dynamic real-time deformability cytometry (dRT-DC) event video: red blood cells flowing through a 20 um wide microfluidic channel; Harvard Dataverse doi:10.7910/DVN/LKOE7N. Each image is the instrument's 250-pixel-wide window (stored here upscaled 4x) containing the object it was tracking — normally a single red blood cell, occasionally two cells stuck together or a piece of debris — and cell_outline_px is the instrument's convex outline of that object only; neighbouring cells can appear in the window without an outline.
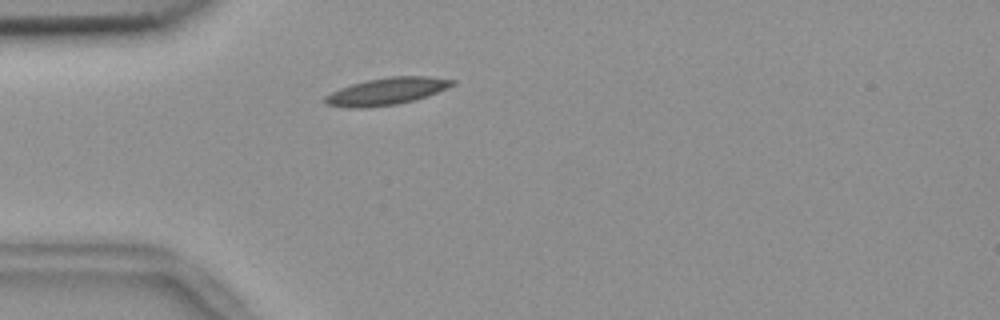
{"species": "common noctule bat (a hibernating species)", "species_latin": "Nyctalus noctula", "temperature_condition": "room temperature", "stored_images_in_passage": 49, "camera_frame_rate_fps": 3000, "um_per_image_px": 0.085, "animal": {"sex": "female", "body_mass_g": 18.4}, "frame": {"image": 1, "passage_image": 9, "time_ms": 2.667, "image_size_px": [1000, 320], "cell_outline_px": [[456, 84], [436, 92], [412, 100], [396, 104], [360, 108], [352, 108], [328, 104], [324, 100], [324, 96], [340, 88], [352, 84], [368, 80], [392, 76], [428, 76], [456, 80]], "centroid_in_image_um": [32.87, 7.75], "position_along_channel_um": 52.1, "area_um2": 19.65}}
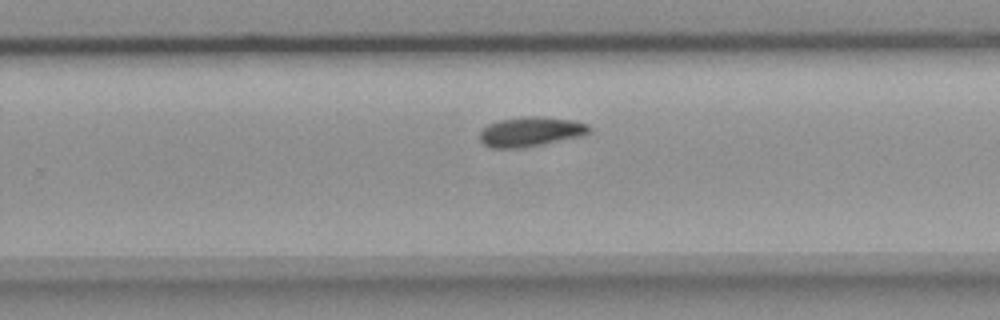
{"frame": {"image": 2, "passage_image": 29, "time_ms": 9.333, "image_size_px": [1000, 320], "cell_outline_px": [[592, 132], [580, 136], [544, 144], [524, 148], [492, 148], [484, 144], [480, 140], [480, 132], [488, 124], [500, 120], [520, 116], [544, 116], [572, 120], [588, 124], [592, 128]], "centroid_in_image_um": [45.13, 11.19], "position_along_channel_um": 284.7, "area_um2": 19.13}}
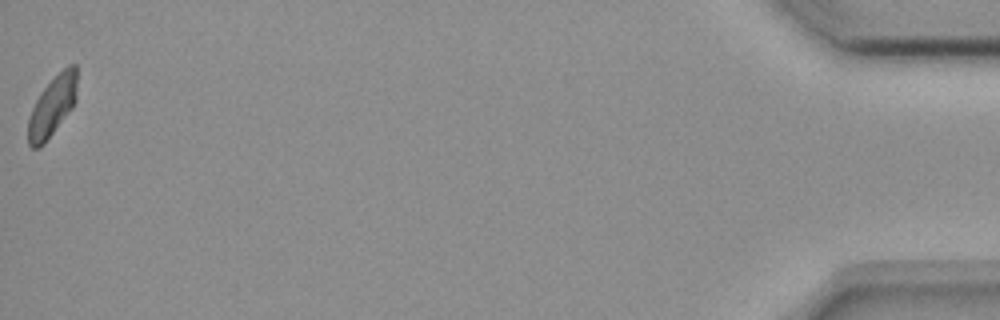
{"frame": {"image": 3, "passage_image": 49, "time_ms": 16.0, "image_size_px": [1000, 320], "cell_outline_px": [[76, 100], [72, 108], [44, 144], [40, 148], [32, 148], [28, 144], [28, 120], [32, 108], [40, 92], [68, 64], [76, 64]], "centroid_in_image_um": [4.44, 9.06], "position_along_channel_um": 430.8, "area_um2": 16.94}, "authors_computed_cell_mechanics": {"area_um2": 18.3804, "velocity_mm_per_s": 3.6406, "shape_relaxation_time_tau1_ms": 3.9581, "shape_relaxation_time_tau2_ms": null, "deformation_change_tau1": 0.104, "deformation_change_tau2": null}}